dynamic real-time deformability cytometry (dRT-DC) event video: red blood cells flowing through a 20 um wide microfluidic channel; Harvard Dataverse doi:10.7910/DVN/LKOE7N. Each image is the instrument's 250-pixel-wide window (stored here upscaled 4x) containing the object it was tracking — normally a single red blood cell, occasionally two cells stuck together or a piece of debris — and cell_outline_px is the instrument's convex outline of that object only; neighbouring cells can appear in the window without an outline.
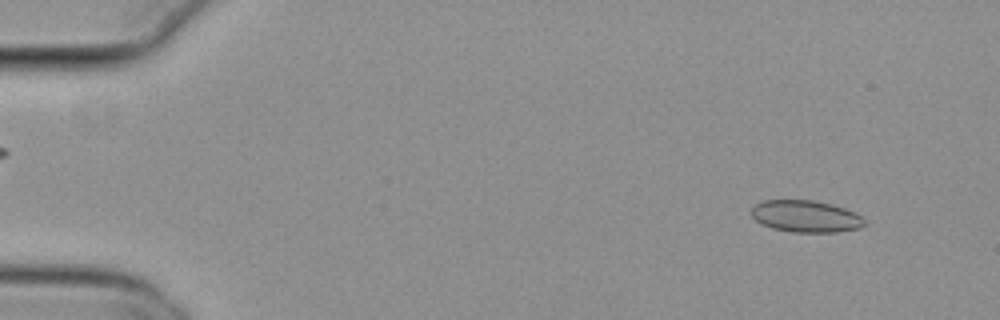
{"species": "common noctule bat (a hibernating species)", "species_latin": "Nyctalus noctula", "temperature_condition": "cold", "stored_images_in_passage": 54, "camera_frame_rate_fps": 3000, "um_per_image_px": 0.085, "animal": {"sex": "female", "body_mass_g": 29.2, "forearm_length_mm": 56.3}, "frame": {"image": 1, "passage_image": 4, "time_ms": 1.0, "image_size_px": [1000, 320], "cell_outline_px": [[868, 224], [860, 228], [836, 232], [792, 232], [772, 228], [760, 224], [748, 212], [760, 200], [812, 200], [832, 204], [856, 212]], "centroid_in_image_um": [68.47, 18.38], "position_along_channel_um": 16.5, "area_um2": 21.27}}
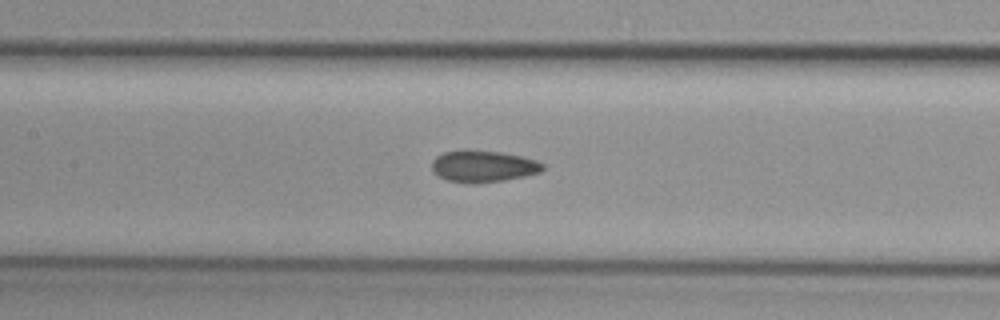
{"frame": {"image": 2, "passage_image": 25, "time_ms": 8.0, "image_size_px": [1000, 320], "cell_outline_px": [[544, 168], [540, 172], [524, 176], [504, 180], [476, 184], [468, 184], [448, 180], [432, 172], [432, 160], [436, 156], [444, 152], [460, 148], [468, 148], [500, 152], [520, 156], [536, 160], [544, 164]], "centroid_in_image_um": [41.02, 14.11], "position_along_channel_um": 166.4, "area_um2": 20.92}}
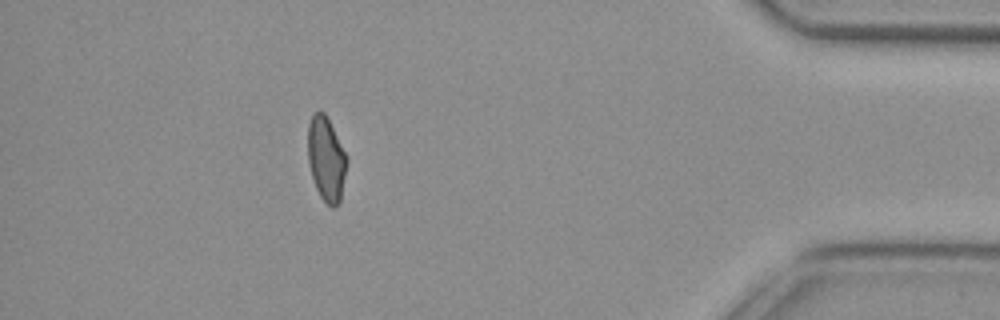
{"frame": {"image": 3, "passage_image": 48, "time_ms": 15.667, "image_size_px": [1000, 320], "cell_outline_px": [[348, 160], [340, 204], [332, 208], [320, 196], [316, 188], [312, 176], [308, 160], [308, 124], [312, 112], [324, 112], [348, 156]], "centroid_in_image_um": [27.74, 13.52], "position_along_channel_um": 407.5, "area_um2": 19.25}, "authors_computed_cell_mechanics": {"area_um2": 20.3456, "velocity_mm_per_s": 3.8008, "shape_relaxation_time_tau1_ms": null, "shape_relaxation_time_tau2_ms": 1.6696, "deformation_change_tau1": null, "deformation_change_tau2": 0.0685}}